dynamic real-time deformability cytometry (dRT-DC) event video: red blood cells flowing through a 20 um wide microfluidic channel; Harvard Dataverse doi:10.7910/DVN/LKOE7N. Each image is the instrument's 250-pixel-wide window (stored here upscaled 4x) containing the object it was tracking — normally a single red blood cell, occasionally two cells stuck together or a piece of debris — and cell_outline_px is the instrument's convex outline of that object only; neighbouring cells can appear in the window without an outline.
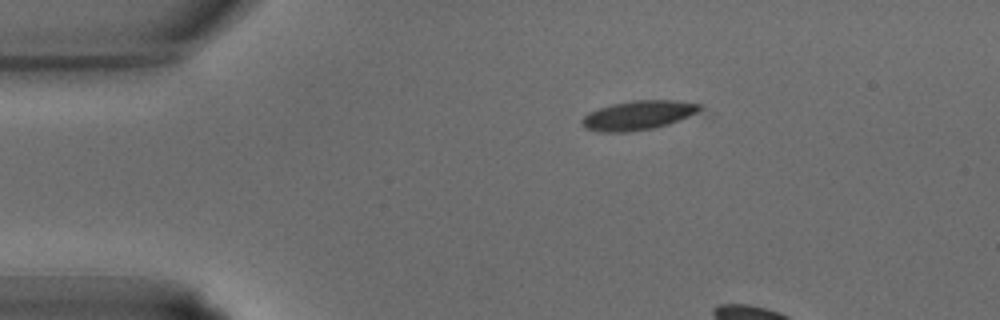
{"species": "common noctule bat (a hibernating species)", "species_latin": "Nyctalus noctula", "temperature_condition": "warm", "stored_images_in_passage": 5, "camera_frame_rate_fps": 3000, "um_per_image_px": 0.085, "animal": {"sex": "male", "body_mass_g": 15.6}, "frame": {"image": 1, "passage_image": 1, "time_ms": 0.0, "image_size_px": [1000, 320], "cell_outline_px": [[712, 116], [652, 128], [628, 132], [600, 132], [584, 128], [580, 124], [580, 120], [588, 112], [612, 104], [636, 100], [672, 100], [704, 104]], "centroid_in_image_um": [54.59, 9.8], "position_along_channel_um": 30.4, "area_um2": 21.73}}